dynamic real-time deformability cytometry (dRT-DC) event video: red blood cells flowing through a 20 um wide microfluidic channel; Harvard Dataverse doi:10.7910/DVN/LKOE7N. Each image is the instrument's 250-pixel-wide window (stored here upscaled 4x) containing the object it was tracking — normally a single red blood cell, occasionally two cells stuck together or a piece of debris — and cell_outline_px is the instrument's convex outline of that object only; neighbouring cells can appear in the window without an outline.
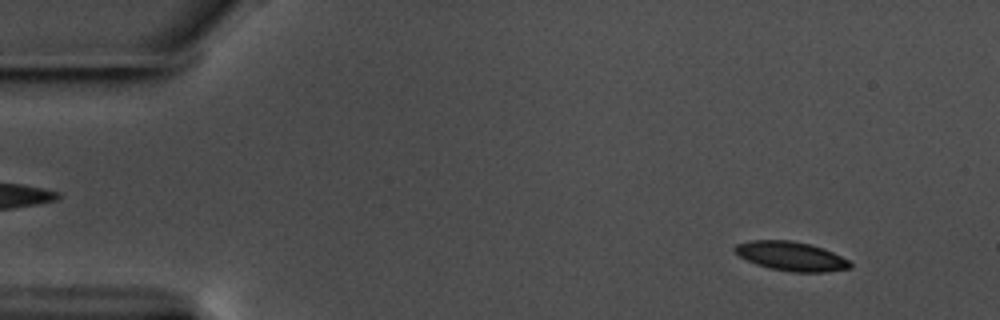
{"species": "common noctule bat (a hibernating species)", "species_latin": "Nyctalus noctula", "temperature_condition": "warm", "stored_images_in_passage": 58, "camera_frame_rate_fps": 3000, "um_per_image_px": 0.085, "animal": {"sex": "male", "body_mass_g": 17.5, "forearm_length_mm": 52.3}, "frame": {"image": 1, "passage_image": 6, "time_ms": 1.667, "image_size_px": [1000, 320], "cell_outline_px": [[852, 268], [824, 272], [792, 272], [768, 268], [756, 264], [740, 256], [732, 248], [736, 244], [748, 240], [792, 240], [812, 244], [832, 252], [848, 260], [852, 264]], "centroid_in_image_um": [67.23, 21.77], "position_along_channel_um": 17.8, "area_um2": 19.65}}
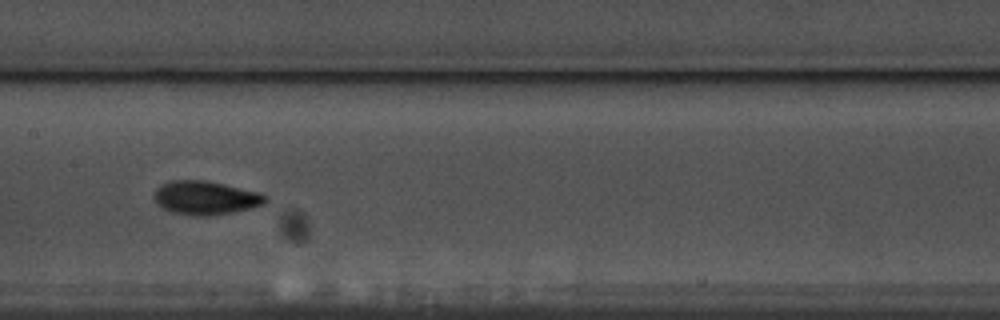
{"frame": {"image": 2, "passage_image": 29, "time_ms": 9.333, "image_size_px": [1000, 320], "cell_outline_px": [[268, 200], [264, 204], [252, 208], [232, 212], [208, 216], [192, 216], [172, 212], [156, 204], [152, 196], [156, 188], [160, 184], [168, 180], [208, 180], [260, 192], [268, 196]], "centroid_in_image_um": [17.46, 16.8], "position_along_channel_um": 189.9, "area_um2": 22.31}}
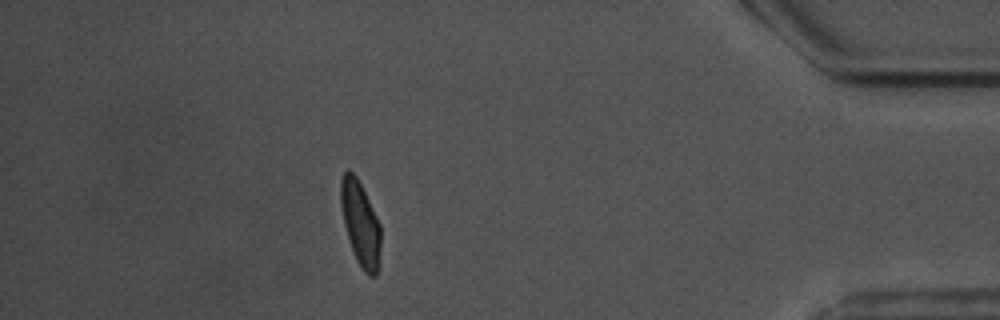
{"frame": {"image": 3, "passage_image": 51, "time_ms": 16.667, "image_size_px": [1000, 320], "cell_outline_px": [[380, 248], [376, 276], [368, 276], [364, 272], [356, 260], [344, 224], [340, 204], [340, 180], [344, 172], [348, 168], [356, 176], [380, 224]], "centroid_in_image_um": [30.61, 18.99], "position_along_channel_um": 404.6, "area_um2": 19.36}, "authors_computed_cell_mechanics": {"area_um2": 19.9699, "velocity_mm_per_s": 3.5743, "shape_relaxation_time_tau1_ms": 3.2377, "shape_relaxation_time_tau2_ms": 2.3117, "deformation_change_tau1": 0.1313, "deformation_change_tau2": 0.0735}}